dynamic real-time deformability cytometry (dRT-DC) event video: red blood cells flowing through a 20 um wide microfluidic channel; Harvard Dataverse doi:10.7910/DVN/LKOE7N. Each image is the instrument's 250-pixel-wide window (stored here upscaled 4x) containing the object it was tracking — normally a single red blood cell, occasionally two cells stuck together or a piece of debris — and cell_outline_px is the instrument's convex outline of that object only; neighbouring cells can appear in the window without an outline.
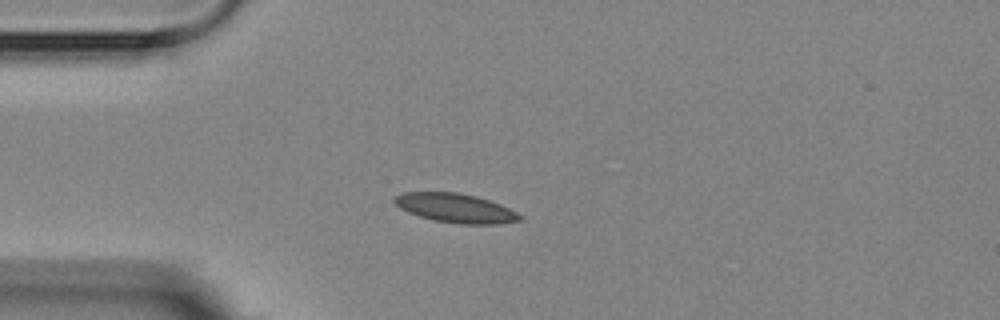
{"species": "Egyptian fruit bat (a non-hibernating species)", "species_latin": "Rousettus aegyptiacus", "temperature_condition": "room temperature", "stored_images_in_passage": 11, "camera_frame_rate_fps": 3000, "um_per_image_px": 0.085, "animal": {"sex": "female"}, "frame": {"image": 1, "passage_image": 4, "time_ms": 4.667, "image_size_px": [1000, 320], "cell_outline_px": [[524, 216], [520, 220], [500, 224], [460, 224], [432, 220], [408, 212], [400, 208], [392, 200], [396, 196], [404, 192], [460, 192], [476, 196], [500, 204]], "centroid_in_image_um": [38.73, 17.69], "position_along_channel_um": 46.3, "area_um2": 21.27}}
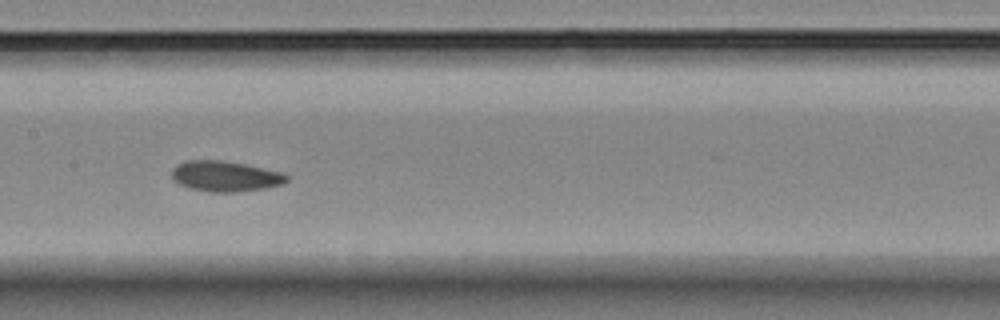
{"frame": {"image": 2, "passage_image": 8, "time_ms": 9.0, "image_size_px": [1000, 320], "cell_outline_px": [[288, 180], [284, 184], [264, 188], [236, 192], [212, 192], [188, 188], [180, 184], [172, 176], [172, 168], [176, 164], [184, 160], [220, 160], [244, 164], [284, 172], [288, 176]], "centroid_in_image_um": [19.16, 14.97], "position_along_channel_um": 188.2, "area_um2": 20.52}}
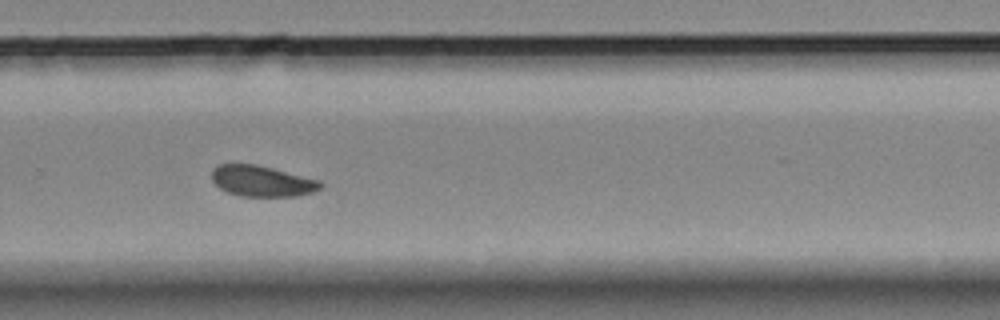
{"frame": {"image": 3, "passage_image": 11, "time_ms": 12.333, "image_size_px": [1000, 320], "cell_outline_px": [[324, 184], [320, 188], [312, 192], [300, 196], [240, 196], [228, 192], [220, 188], [212, 180], [212, 168], [216, 164], [256, 164], [320, 180]], "centroid_in_image_um": [22.26, 15.39], "position_along_channel_um": 307.5, "area_um2": 19.59}}